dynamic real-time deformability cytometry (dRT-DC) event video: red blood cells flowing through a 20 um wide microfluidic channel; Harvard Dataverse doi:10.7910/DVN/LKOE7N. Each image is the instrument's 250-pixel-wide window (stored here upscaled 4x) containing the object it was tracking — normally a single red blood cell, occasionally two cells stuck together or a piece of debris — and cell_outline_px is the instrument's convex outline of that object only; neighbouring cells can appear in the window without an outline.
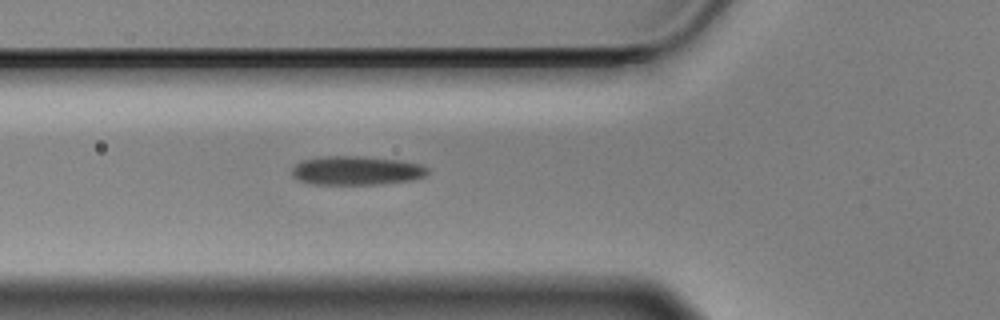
{"species": "Egyptian fruit bat (a non-hibernating species)", "species_latin": "Rousettus aegyptiacus", "temperature_condition": "cold", "stored_images_in_passage": 8, "camera_frame_rate_fps": 3000, "um_per_image_px": 0.085, "animal": {"sex": "male"}, "frame": {"image": 1, "passage_image": 4, "time_ms": 1.0, "image_size_px": [1000, 320], "cell_outline_px": [[428, 172], [424, 176], [412, 180], [380, 184], [312, 184], [300, 180], [292, 176], [292, 168], [296, 164], [304, 160], [324, 156], [364, 156], [400, 160], [420, 164], [428, 168]], "centroid_in_image_um": [30.31, 14.49], "position_along_channel_um": 95.5, "area_um2": 22.83}}